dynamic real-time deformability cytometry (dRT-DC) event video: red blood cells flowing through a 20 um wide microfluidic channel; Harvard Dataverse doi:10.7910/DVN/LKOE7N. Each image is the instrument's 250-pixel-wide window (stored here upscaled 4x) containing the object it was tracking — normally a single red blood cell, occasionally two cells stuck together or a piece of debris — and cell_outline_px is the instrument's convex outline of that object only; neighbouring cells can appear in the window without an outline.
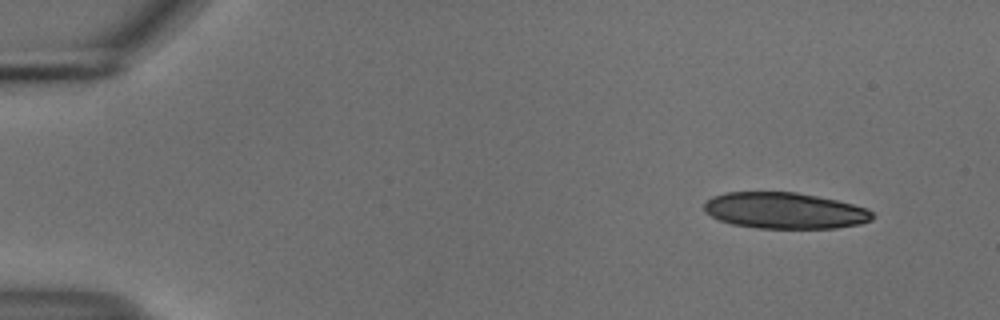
{"species": "common noctule bat (a hibernating species)", "species_latin": "Nyctalus noctula", "temperature_condition": "cold", "stored_images_in_passage": 30, "camera_frame_rate_fps": 3000, "um_per_image_px": 0.085, "animal": {"sex": "male", "body_mass_g": 18.8}, "frame": {"image": 1, "passage_image": 3, "time_ms": 0.667, "image_size_px": [1000, 320], "cell_outline_px": [[876, 216], [872, 220], [860, 224], [836, 228], [756, 228], [732, 224], [720, 220], [704, 212], [704, 204], [712, 196], [724, 192], [796, 192], [836, 200], [868, 208]], "centroid_in_image_um": [66.71, 17.9], "position_along_channel_um": 18.3, "area_um2": 35.6}}